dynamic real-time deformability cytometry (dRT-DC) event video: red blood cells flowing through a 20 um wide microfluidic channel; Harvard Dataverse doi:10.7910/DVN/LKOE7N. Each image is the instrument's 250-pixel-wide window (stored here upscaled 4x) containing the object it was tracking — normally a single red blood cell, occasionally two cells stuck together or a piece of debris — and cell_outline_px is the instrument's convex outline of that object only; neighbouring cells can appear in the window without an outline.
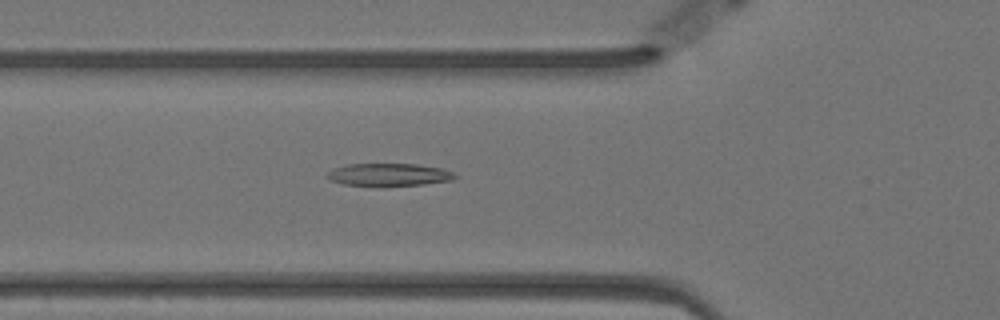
{"species": "Egyptian fruit bat (a non-hibernating species)", "species_latin": "Rousettus aegyptiacus", "temperature_condition": "warm", "stored_images_in_passage": 57, "camera_frame_rate_fps": 3000, "um_per_image_px": 0.085, "animal": {"sex": "female"}, "frame": {"image": 1, "passage_image": 20, "time_ms": 6.333, "image_size_px": [1000, 320], "cell_outline_px": [[460, 176], [452, 180], [424, 184], [384, 188], [380, 188], [344, 184], [328, 180], [328, 172], [332, 168], [348, 164], [416, 164], [444, 168]], "centroid_in_image_um": [33.07, 14.88], "position_along_channel_um": 92.7, "area_um2": 17.57}}
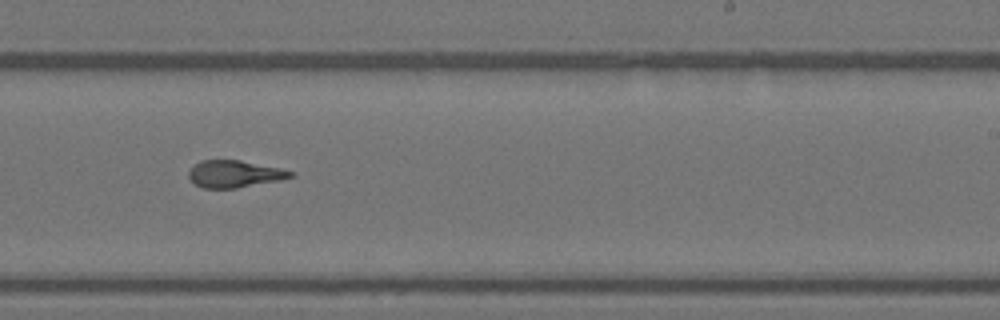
{"frame": {"image": 2, "passage_image": 35, "time_ms": 11.333, "image_size_px": [1000, 320], "cell_outline_px": [[296, 176], [280, 180], [236, 188], [204, 188], [196, 184], [188, 176], [188, 172], [200, 160], [240, 160], [280, 168], [292, 172]], "centroid_in_image_um": [19.94, 14.78], "position_along_channel_um": 269.1, "area_um2": 15.9}}
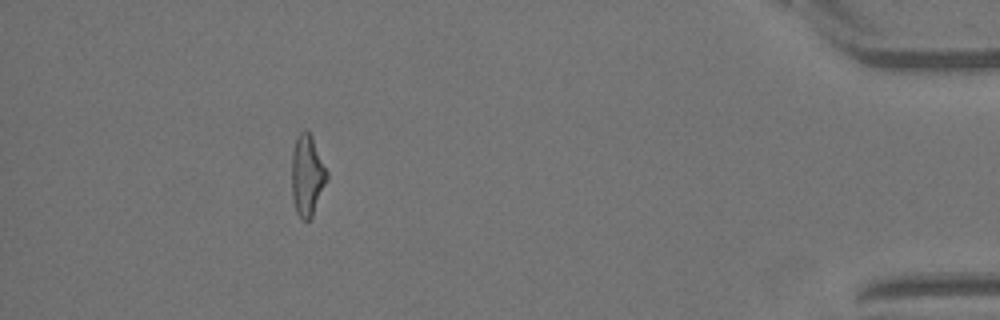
{"frame": {"image": 3, "passage_image": 52, "time_ms": 17.0, "image_size_px": [1000, 320], "cell_outline_px": [[328, 180], [312, 216], [308, 220], [300, 220], [296, 212], [292, 196], [292, 152], [296, 136], [304, 128], [312, 136], [328, 172]], "centroid_in_image_um": [26.11, 14.9], "position_along_channel_um": 409.1, "area_um2": 16.82}, "authors_computed_cell_mechanics": {"area_um2": 17.1666, "velocity_mm_per_s": 3.5211, "shape_relaxation_time_tau1_ms": 3.2275, "shape_relaxation_time_tau2_ms": 2.1013, "deformation_change_tau1": 0.1409, "deformation_change_tau2": 0.1138}}